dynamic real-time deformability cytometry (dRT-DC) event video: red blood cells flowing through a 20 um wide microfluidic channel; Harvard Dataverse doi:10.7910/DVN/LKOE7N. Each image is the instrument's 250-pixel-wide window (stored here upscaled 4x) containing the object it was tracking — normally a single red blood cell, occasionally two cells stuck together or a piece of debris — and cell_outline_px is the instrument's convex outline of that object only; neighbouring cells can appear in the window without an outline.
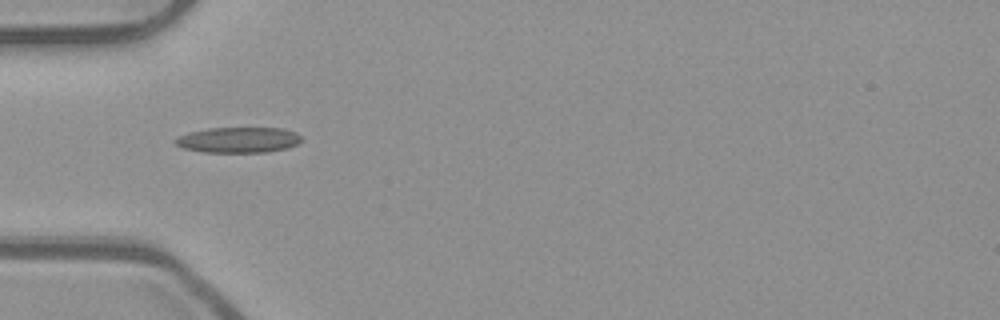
{"species": "common noctule bat (a hibernating species)", "species_latin": "Nyctalus noctula", "temperature_condition": "room temperature", "stored_images_in_passage": 28, "camera_frame_rate_fps": 3000, "um_per_image_px": 0.085, "animal": {"sex": "male", "body_mass_g": 23.1, "forearm_length_mm": 52.7}, "frame": {"image": 1, "passage_image": 1, "time_ms": 0.0, "image_size_px": [1000, 320], "cell_outline_px": [[304, 140], [288, 148], [264, 152], [204, 152], [184, 148], [176, 144], [172, 140], [188, 132], [208, 128], [284, 128], [296, 132]], "centroid_in_image_um": [20.28, 11.88], "position_along_channel_um": 64.7, "area_um2": 18.84}}
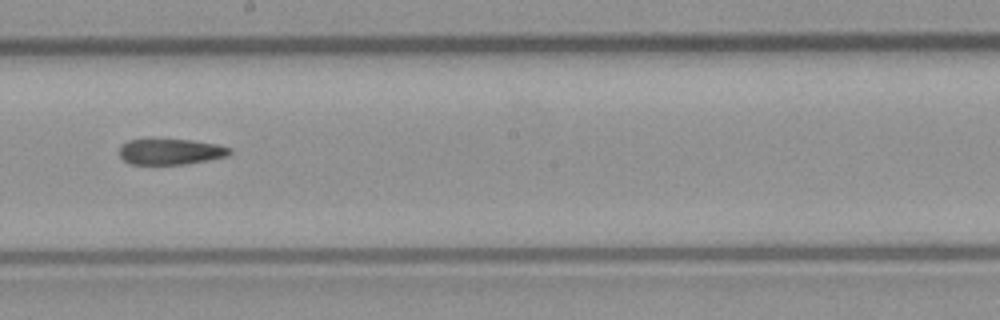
{"frame": {"image": 2, "passage_image": 14, "time_ms": 4.333, "image_size_px": [1000, 320], "cell_outline_px": [[232, 152], [228, 156], [208, 160], [184, 164], [132, 164], [124, 160], [120, 156], [120, 144], [128, 140], [192, 140], [216, 144], [232, 148]], "centroid_in_image_um": [14.52, 12.89], "position_along_channel_um": 233.7, "area_um2": 16.47}}
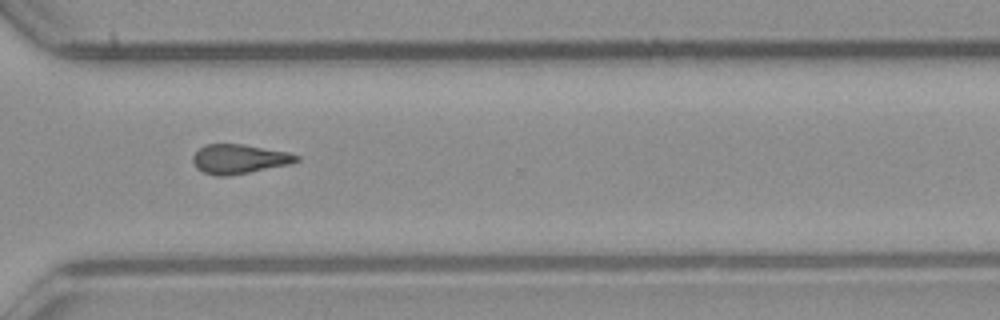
{"frame": {"image": 3, "passage_image": 23, "time_ms": 7.333, "image_size_px": [1000, 320], "cell_outline_px": [[300, 160], [292, 164], [248, 172], [224, 176], [216, 176], [204, 172], [196, 168], [192, 160], [192, 156], [204, 144], [244, 144], [288, 152], [300, 156]], "centroid_in_image_um": [20.34, 13.51], "position_along_channel_um": 350.3, "area_um2": 17.74}, "authors_computed_cell_mechanics": {"area_um2": 17.7446, "velocity_mm_per_s": 3.8948, "shape_relaxation_time_tau1_ms": null, "shape_relaxation_time_tau2_ms": 6.76, "deformation_change_tau1": null, "deformation_change_tau2": 0.1953}}